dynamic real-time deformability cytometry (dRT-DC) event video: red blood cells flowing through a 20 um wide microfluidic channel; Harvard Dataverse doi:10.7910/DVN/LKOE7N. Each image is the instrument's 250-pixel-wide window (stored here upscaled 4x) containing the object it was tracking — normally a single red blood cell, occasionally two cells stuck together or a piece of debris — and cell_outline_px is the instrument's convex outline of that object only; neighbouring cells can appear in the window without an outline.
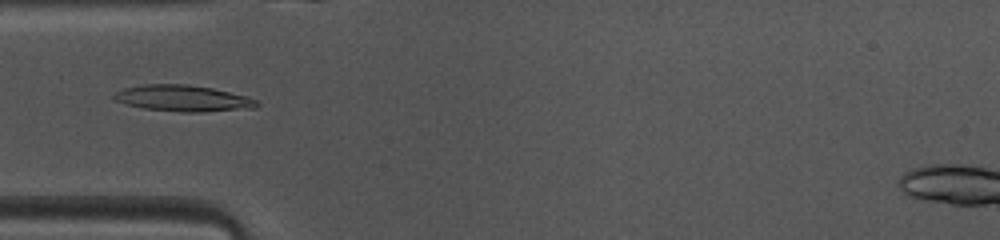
{"species": "common noctule bat (a hibernating species)", "species_latin": "Nyctalus noctula", "temperature_condition": "warm", "stored_images_in_passage": 10, "camera_frame_rate_fps": 3000, "um_per_image_px": 0.085, "animal": {"sex": "female", "body_mass_g": 10.0, "forearm_length_mm": 53.1}, "frame": {"image": 1, "passage_image": 7, "time_ms": 2.0, "image_size_px": [1000, 240], "cell_outline_px": [[260, 104], [256, 108], [200, 112], [180, 112], [144, 108], [128, 104], [116, 100], [112, 96], [116, 92], [124, 88], [144, 84], [188, 84], [212, 88], [248, 96], [256, 100]], "centroid_in_image_um": [15.6, 8.35], "position_along_channel_um": 69.4, "area_um2": 21.79}}